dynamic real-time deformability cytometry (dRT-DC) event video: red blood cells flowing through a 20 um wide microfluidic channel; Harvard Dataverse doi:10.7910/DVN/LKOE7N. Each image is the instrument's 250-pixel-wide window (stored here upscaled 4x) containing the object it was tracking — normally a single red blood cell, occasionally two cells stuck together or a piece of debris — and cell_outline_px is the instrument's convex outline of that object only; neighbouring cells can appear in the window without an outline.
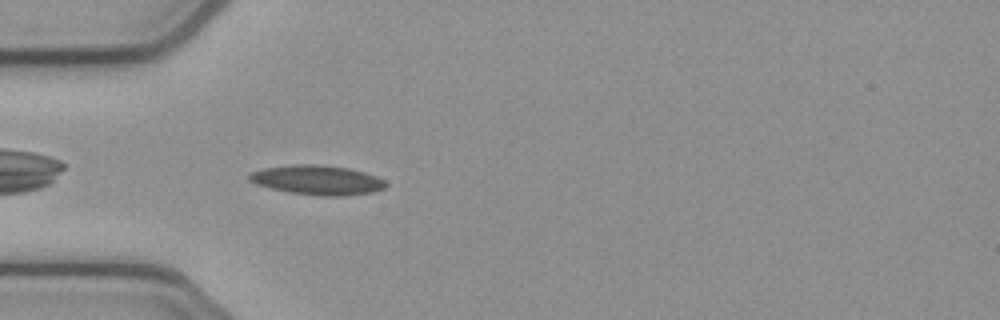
{"species": "common noctule bat (a hibernating species)", "species_latin": "Nyctalus noctula", "temperature_condition": "cold", "stored_images_in_passage": 38, "camera_frame_rate_fps": 3000, "um_per_image_px": 0.085, "animal": {"sex": "female", "body_mass_g": 21.9}, "frame": {"image": 1, "passage_image": 1, "time_ms": 0.0, "image_size_px": [1000, 320], "cell_outline_px": [[388, 184], [384, 188], [372, 192], [344, 196], [320, 196], [288, 192], [268, 188], [256, 184], [248, 180], [248, 176], [252, 172], [264, 168], [292, 164], [316, 164], [348, 168], [364, 172], [376, 176], [384, 180]], "centroid_in_image_um": [26.96, 15.31], "position_along_channel_um": 58.0, "area_um2": 23.58}}
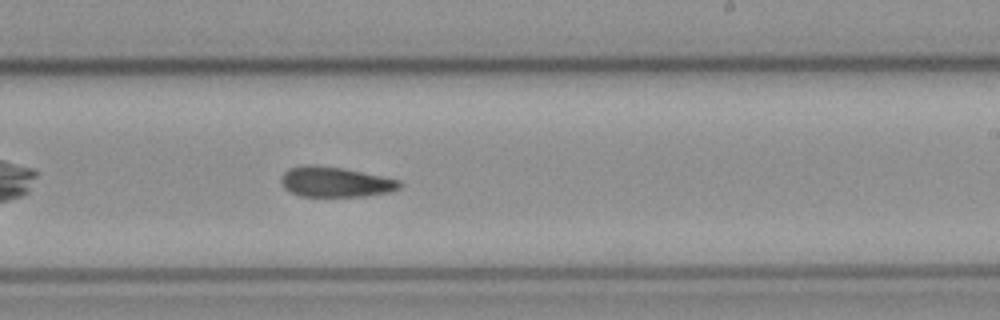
{"frame": {"image": 2, "passage_image": 17, "time_ms": 5.333, "image_size_px": [1000, 320], "cell_outline_px": [[400, 188], [388, 192], [368, 196], [300, 196], [284, 188], [280, 184], [280, 176], [288, 168], [304, 164], [312, 164], [344, 168], [400, 180]], "centroid_in_image_um": [28.45, 15.45], "position_along_channel_um": 260.6, "area_um2": 20.98}}
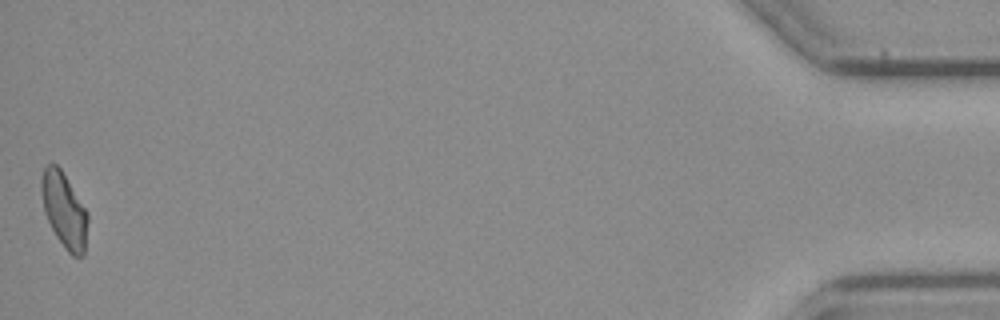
{"frame": {"image": 3, "passage_image": 38, "time_ms": 12.333, "image_size_px": [1000, 320], "cell_outline_px": [[88, 220], [84, 256], [72, 256], [64, 248], [56, 236], [44, 212], [40, 188], [40, 180], [44, 168], [48, 164], [56, 164], [60, 168], [88, 212]], "centroid_in_image_um": [5.45, 17.87], "position_along_channel_um": 429.7, "area_um2": 20.29}, "authors_computed_cell_mechanics": {"area_um2": 20.9236, "velocity_mm_per_s": 3.8572, "shape_relaxation_time_tau1_ms": null, "shape_relaxation_time_tau2_ms": 6.634, "deformation_change_tau1": null, "deformation_change_tau2": 0.1488}}